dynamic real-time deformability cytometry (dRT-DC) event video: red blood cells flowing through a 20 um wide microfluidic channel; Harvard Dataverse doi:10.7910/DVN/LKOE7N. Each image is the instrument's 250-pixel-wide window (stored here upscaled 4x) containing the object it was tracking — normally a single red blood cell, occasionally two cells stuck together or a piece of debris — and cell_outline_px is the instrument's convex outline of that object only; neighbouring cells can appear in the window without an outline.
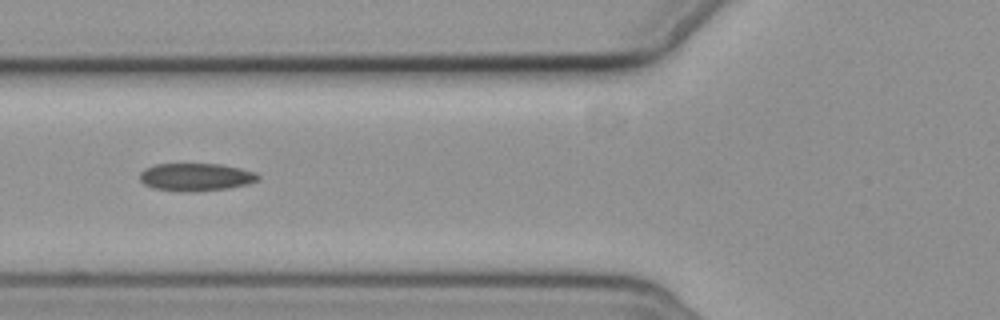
{"species": "common noctule bat (a hibernating species)", "species_latin": "Nyctalus noctula", "temperature_condition": "cold", "stored_images_in_passage": 9, "camera_frame_rate_fps": 3000, "um_per_image_px": 0.085, "animal": {"sex": "female", "body_mass_g": 19.3, "forearm_length_mm": 54.1}, "frame": {"image": 1, "passage_image": 6, "time_ms": 6.667, "image_size_px": [1000, 320], "cell_outline_px": [[260, 180], [248, 184], [228, 188], [192, 192], [180, 192], [152, 188], [144, 184], [140, 180], [140, 172], [144, 168], [156, 164], [224, 164], [256, 172], [260, 176]], "centroid_in_image_um": [16.66, 15.05], "position_along_channel_um": 109.1, "area_um2": 19.42}}
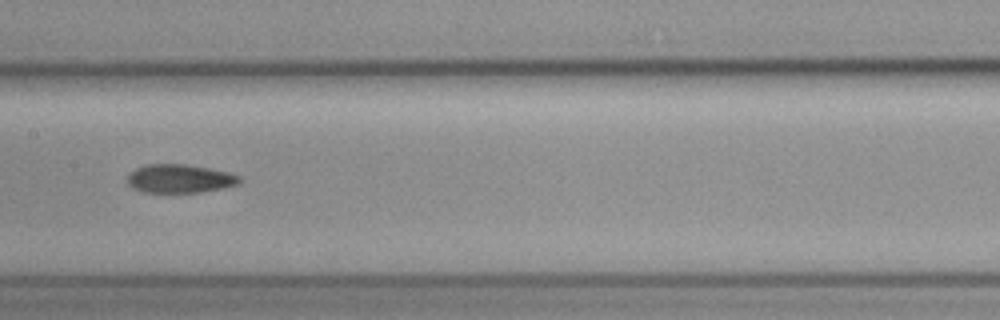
{"frame": {"image": 2, "passage_image": 8, "time_ms": 9.0, "image_size_px": [1000, 320], "cell_outline_px": [[240, 180], [236, 184], [220, 188], [200, 192], [144, 192], [132, 188], [128, 184], [128, 176], [136, 168], [148, 164], [184, 164], [208, 168], [228, 172], [240, 176]], "centroid_in_image_um": [15.24, 15.18], "position_along_channel_um": 192.2, "area_um2": 18.32}}
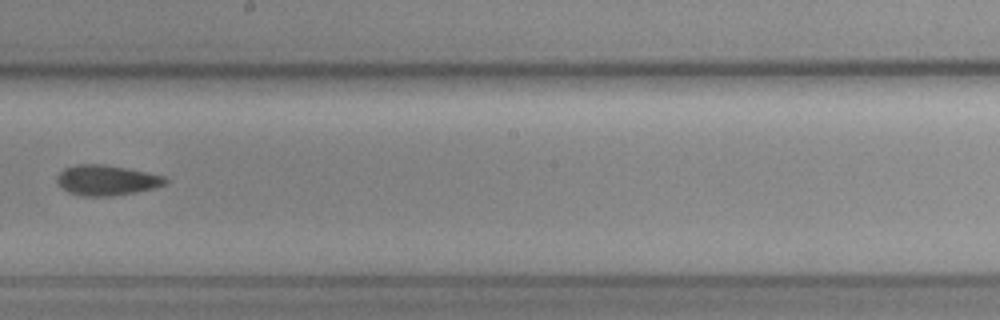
{"frame": {"image": 3, "passage_image": 9, "time_ms": 10.333, "image_size_px": [1000, 320], "cell_outline_px": [[168, 184], [156, 188], [136, 192], [112, 196], [80, 196], [68, 192], [56, 180], [56, 176], [64, 168], [76, 164], [104, 164], [164, 176], [168, 180]], "centroid_in_image_um": [9.07, 15.32], "position_along_channel_um": 239.1, "area_um2": 19.13}}